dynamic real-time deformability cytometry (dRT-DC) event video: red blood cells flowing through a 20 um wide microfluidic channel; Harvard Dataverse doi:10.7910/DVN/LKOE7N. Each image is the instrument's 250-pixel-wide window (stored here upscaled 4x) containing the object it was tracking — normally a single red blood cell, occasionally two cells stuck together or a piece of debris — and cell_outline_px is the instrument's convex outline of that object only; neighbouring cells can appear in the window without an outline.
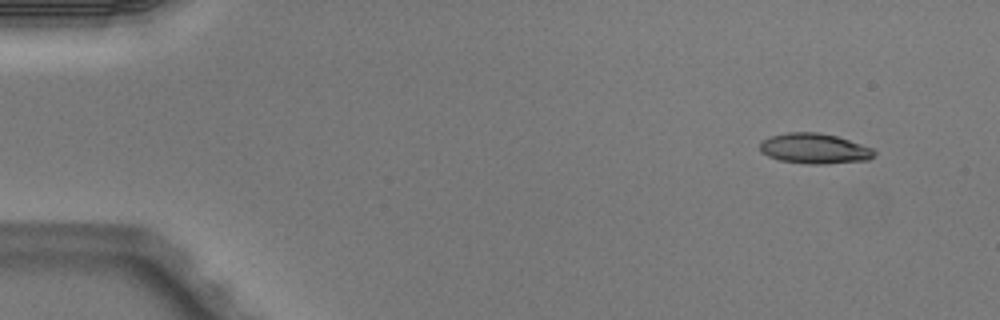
{"species": "Egyptian fruit bat (a non-hibernating species)", "species_latin": "Rousettus aegyptiacus", "temperature_condition": "warm", "stored_images_in_passage": 5, "segment_of_instrument_passage": [1, 2], "camera_frame_rate_fps": 3000, "um_per_image_px": 0.085, "animal": {"sex": "male"}, "frame": {"image": 1, "passage_image": 1, "time_ms": 0.0, "image_size_px": [1000, 320], "cell_outline_px": [[876, 152], [868, 160], [824, 164], [808, 164], [780, 160], [768, 156], [760, 152], [760, 144], [764, 140], [772, 136], [788, 132], [820, 132], [836, 136], [872, 148]], "centroid_in_image_um": [69.22, 12.63], "position_along_channel_um": 15.8, "area_um2": 20.0}}
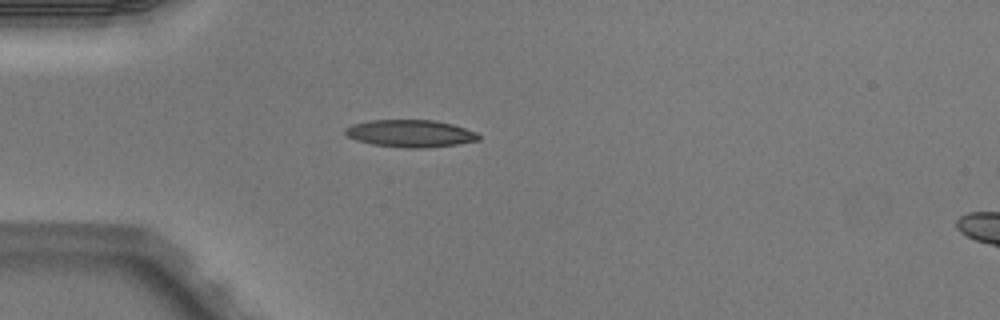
{"frame": {"image": 2, "passage_image": 4, "time_ms": 1.0, "image_size_px": [1000, 320], "cell_outline_px": [[480, 140], [456, 144], [428, 148], [404, 148], [372, 144], [356, 140], [348, 136], [344, 132], [344, 128], [352, 124], [368, 120], [436, 120], [452, 124], [476, 132], [480, 136]], "centroid_in_image_um": [34.86, 11.34], "position_along_channel_um": 50.1, "area_um2": 21.33}}